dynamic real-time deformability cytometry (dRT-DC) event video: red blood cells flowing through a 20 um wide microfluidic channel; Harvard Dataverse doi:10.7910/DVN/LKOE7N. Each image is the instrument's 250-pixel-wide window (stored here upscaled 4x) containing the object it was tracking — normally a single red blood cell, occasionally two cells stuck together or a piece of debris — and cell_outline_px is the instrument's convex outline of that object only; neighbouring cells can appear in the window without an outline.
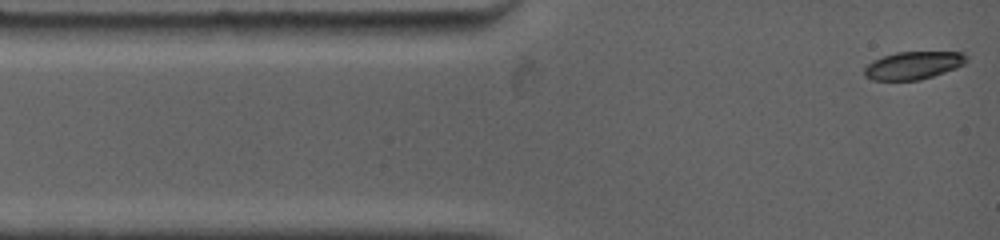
{"species": "common noctule bat (a hibernating species)", "species_latin": "Nyctalus noctula", "temperature_condition": "warm", "stored_images_in_passage": 4, "camera_frame_rate_fps": 4500, "um_per_image_px": 0.085, "animal": {"sex": "female", "body_mass_g": 19.0, "forearm_length_mm": 53.3}, "frame": {"image": 1, "passage_image": 1, "time_ms": 0.0, "image_size_px": [1000, 240], "cell_outline_px": [[968, 60], [964, 64], [956, 68], [920, 80], [872, 80], [864, 76], [864, 68], [868, 64], [884, 56], [896, 52], [964, 52], [968, 56]], "centroid_in_image_um": [77.66, 5.56], "position_along_channel_um": 7.3, "area_um2": 16.47}}
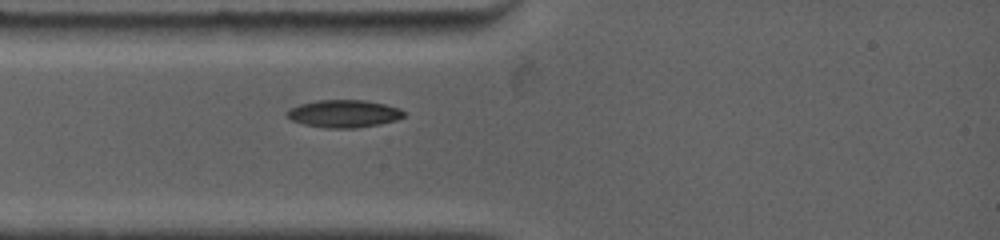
{"frame": {"image": 2, "passage_image": 4, "time_ms": 2.444, "image_size_px": [1000, 240], "cell_outline_px": [[404, 116], [396, 120], [380, 124], [356, 128], [324, 128], [304, 124], [292, 120], [284, 112], [288, 108], [300, 104], [316, 100], [364, 100], [384, 104], [400, 108], [404, 112]], "centroid_in_image_um": [29.2, 9.66], "position_along_channel_um": 55.8, "area_um2": 18.84}}